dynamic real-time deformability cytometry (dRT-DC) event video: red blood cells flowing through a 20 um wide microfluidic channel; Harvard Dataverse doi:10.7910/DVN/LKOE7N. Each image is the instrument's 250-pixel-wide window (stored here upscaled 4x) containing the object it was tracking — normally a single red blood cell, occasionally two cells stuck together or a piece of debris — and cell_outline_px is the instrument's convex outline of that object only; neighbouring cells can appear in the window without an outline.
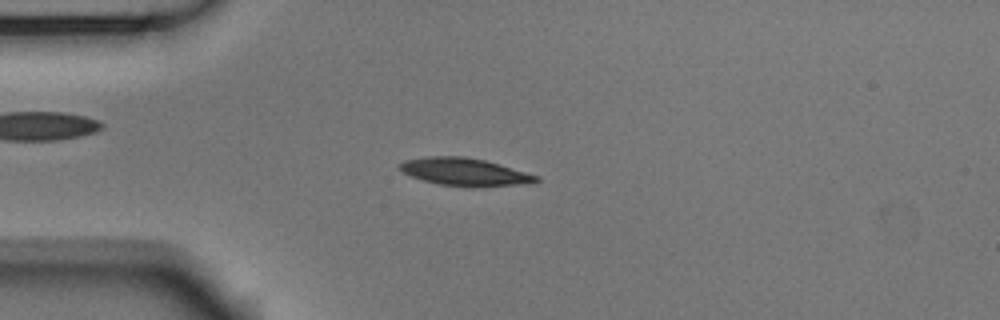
{"species": "Egyptian fruit bat (a non-hibernating species)", "species_latin": "Rousettus aegyptiacus", "temperature_condition": "room temperature", "stored_images_in_passage": 53, "camera_frame_rate_fps": 3000, "um_per_image_px": 0.085, "animal": {"sex": "male"}, "frame": {"image": 1, "passage_image": 13, "time_ms": 4.0, "image_size_px": [1000, 320], "cell_outline_px": [[540, 180], [524, 184], [440, 184], [424, 180], [400, 172], [396, 168], [396, 164], [404, 160], [424, 156], [464, 156], [484, 160], [540, 176]], "centroid_in_image_um": [39.36, 14.54], "position_along_channel_um": 45.6, "area_um2": 21.1}}
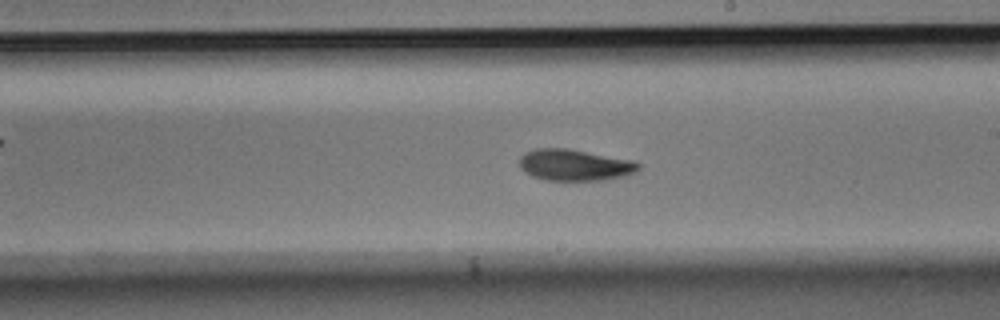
{"frame": {"image": 2, "passage_image": 30, "time_ms": 9.667, "image_size_px": [1000, 320], "cell_outline_px": [[640, 168], [636, 172], [624, 176], [604, 180], [544, 180], [532, 176], [524, 172], [520, 168], [520, 156], [524, 152], [536, 148], [568, 148], [636, 160], [640, 164]], "centroid_in_image_um": [48.86, 14.01], "position_along_channel_um": 240.1, "area_um2": 22.14}}
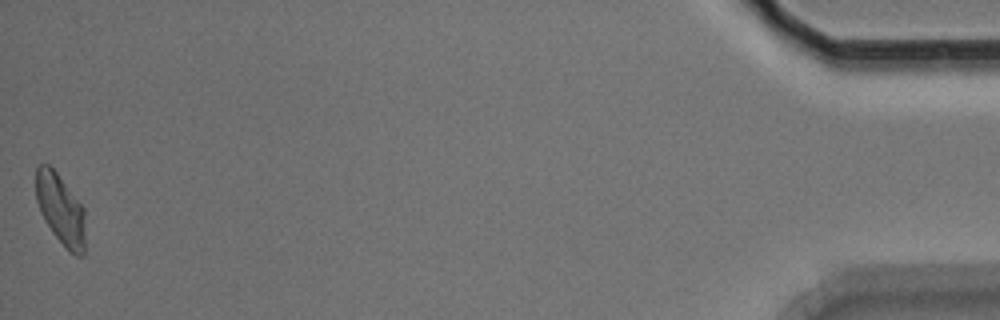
{"frame": {"image": 3, "passage_image": 53, "time_ms": 17.333, "image_size_px": [1000, 320], "cell_outline_px": [[84, 256], [76, 256], [68, 252], [52, 232], [44, 220], [40, 212], [36, 200], [36, 168], [40, 164], [48, 164], [56, 172], [84, 208]], "centroid_in_image_um": [5.14, 17.83], "position_along_channel_um": 430.1, "area_um2": 20.29}, "authors_computed_cell_mechanics": {"area_um2": 21.097, "velocity_mm_per_s": 3.7243, "shape_relaxation_time_tau1_ms": 2.704, "shape_relaxation_time_tau2_ms": 4.8794, "deformation_change_tau1": 0.1451, "deformation_change_tau2": 0.098}}